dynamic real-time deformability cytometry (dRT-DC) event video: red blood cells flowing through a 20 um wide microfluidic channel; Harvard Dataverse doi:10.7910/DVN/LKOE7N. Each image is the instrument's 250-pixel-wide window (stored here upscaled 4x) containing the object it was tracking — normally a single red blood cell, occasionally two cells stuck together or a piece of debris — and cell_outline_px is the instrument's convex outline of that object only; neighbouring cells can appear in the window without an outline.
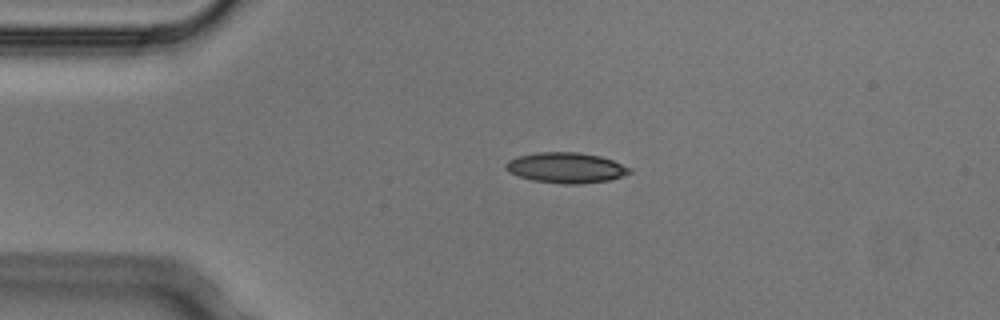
{"species": "Egyptian fruit bat (a non-hibernating species)", "species_latin": "Rousettus aegyptiacus", "temperature_condition": "cold", "stored_images_in_passage": 3, "camera_frame_rate_fps": 3000, "um_per_image_px": 0.085, "animal": {"sex": "male"}, "frame": {"image": 1, "passage_image": 2, "time_ms": 0.333, "image_size_px": [1000, 320], "cell_outline_px": [[632, 172], [608, 180], [580, 184], [564, 184], [532, 180], [508, 172], [504, 168], [504, 164], [508, 160], [516, 156], [536, 152], [580, 152], [600, 156], [612, 160], [632, 168]], "centroid_in_image_um": [48.07, 14.25], "position_along_channel_um": 36.9, "area_um2": 22.08}}